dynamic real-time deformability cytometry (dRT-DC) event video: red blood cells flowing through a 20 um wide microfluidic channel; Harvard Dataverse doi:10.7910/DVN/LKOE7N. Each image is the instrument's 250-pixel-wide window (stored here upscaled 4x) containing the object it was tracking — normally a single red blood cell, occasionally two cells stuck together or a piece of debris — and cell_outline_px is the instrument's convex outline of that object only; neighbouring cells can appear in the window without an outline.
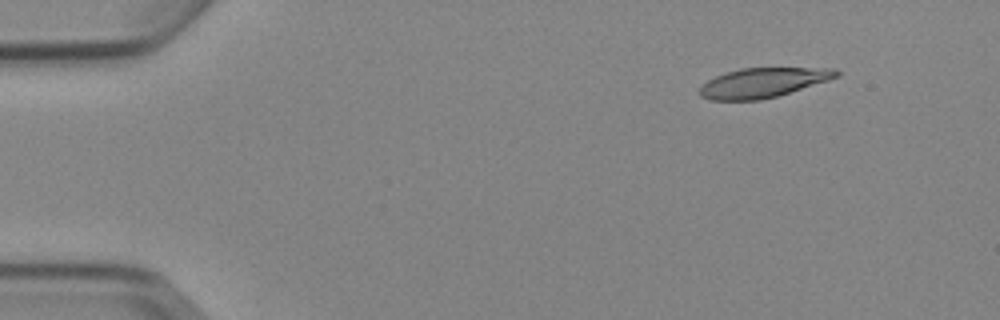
{"species": "Egyptian fruit bat (a non-hibernating species)", "species_latin": "Rousettus aegyptiacus", "temperature_condition": "cold", "stored_images_in_passage": 7, "camera_frame_rate_fps": 3000, "um_per_image_px": 0.085, "animal": {"sex": "female"}, "frame": {"image": 1, "passage_image": 1, "time_ms": 0.0, "image_size_px": [1000, 320], "cell_outline_px": [[840, 76], [828, 80], [776, 96], [760, 100], [712, 100], [700, 96], [696, 92], [708, 80], [716, 76], [740, 68], [836, 68], [840, 72]], "centroid_in_image_um": [64.84, 7.02], "position_along_channel_um": 20.2, "area_um2": 23.41}}
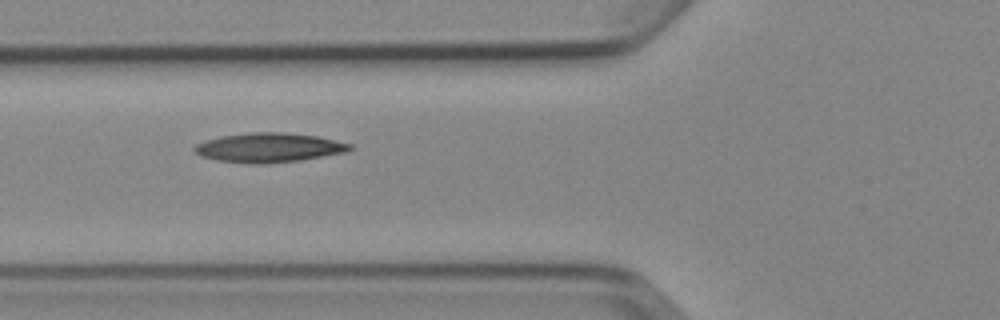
{"frame": {"image": 2, "passage_image": 5, "time_ms": 4.667, "image_size_px": [1000, 320], "cell_outline_px": [[356, 148], [348, 152], [300, 160], [256, 164], [248, 164], [216, 160], [200, 156], [192, 148], [196, 144], [220, 136], [256, 132], [284, 132], [316, 136], [352, 144]], "centroid_in_image_um": [22.88, 12.55], "position_along_channel_um": 102.9, "area_um2": 26.59}}
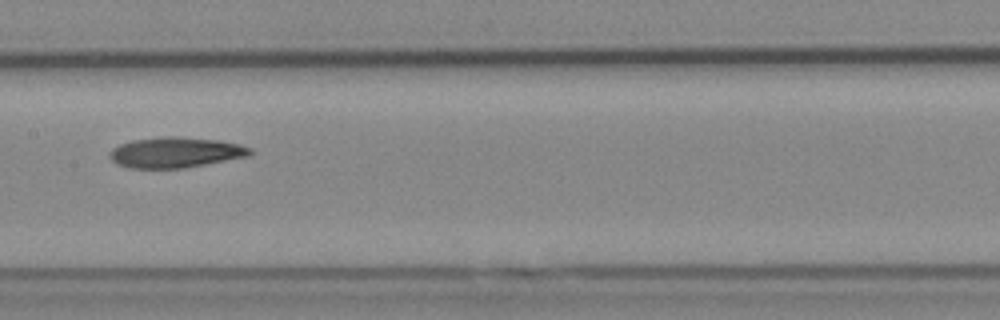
{"frame": {"image": 3, "passage_image": 7, "time_ms": 7.0, "image_size_px": [1000, 320], "cell_outline_px": [[252, 152], [248, 156], [184, 168], [128, 168], [116, 164], [108, 156], [108, 152], [112, 148], [120, 144], [132, 140], [168, 136], [176, 136], [216, 140], [240, 144], [252, 148]], "centroid_in_image_um": [14.87, 12.96], "position_along_channel_um": 192.5, "area_um2": 24.97}}